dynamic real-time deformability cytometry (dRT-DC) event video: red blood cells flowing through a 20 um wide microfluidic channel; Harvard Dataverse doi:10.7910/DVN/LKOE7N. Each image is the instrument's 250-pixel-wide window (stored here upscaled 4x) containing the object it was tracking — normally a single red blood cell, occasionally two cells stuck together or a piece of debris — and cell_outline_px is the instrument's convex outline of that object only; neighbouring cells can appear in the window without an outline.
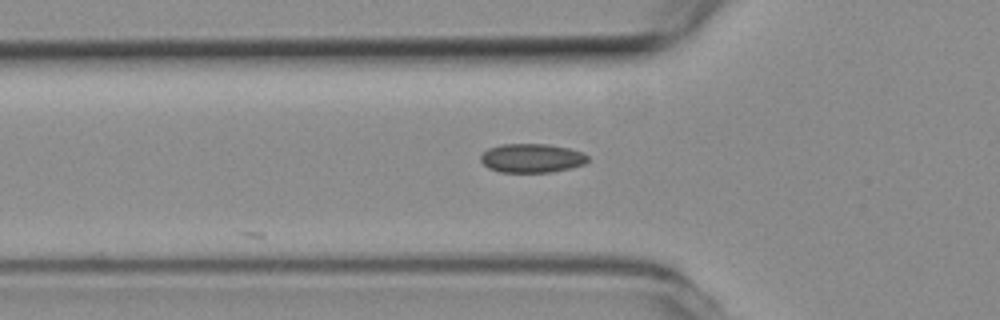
{"species": "common noctule bat (a hibernating species)", "species_latin": "Nyctalus noctula", "temperature_condition": "room temperature", "stored_images_in_passage": 4, "camera_frame_rate_fps": 3000, "um_per_image_px": 0.085, "animal": {"sex": "female", "body_mass_g": 19.3, "forearm_length_mm": 54.1}, "frame": {"image": 1, "passage_image": 4, "time_ms": 1.0, "image_size_px": [1000, 320], "cell_outline_px": [[588, 160], [584, 164], [572, 168], [552, 172], [500, 172], [488, 168], [480, 160], [480, 156], [488, 148], [500, 144], [548, 144], [568, 148], [580, 152], [588, 156]], "centroid_in_image_um": [45.18, 13.44], "position_along_channel_um": 80.6, "area_um2": 18.09}}